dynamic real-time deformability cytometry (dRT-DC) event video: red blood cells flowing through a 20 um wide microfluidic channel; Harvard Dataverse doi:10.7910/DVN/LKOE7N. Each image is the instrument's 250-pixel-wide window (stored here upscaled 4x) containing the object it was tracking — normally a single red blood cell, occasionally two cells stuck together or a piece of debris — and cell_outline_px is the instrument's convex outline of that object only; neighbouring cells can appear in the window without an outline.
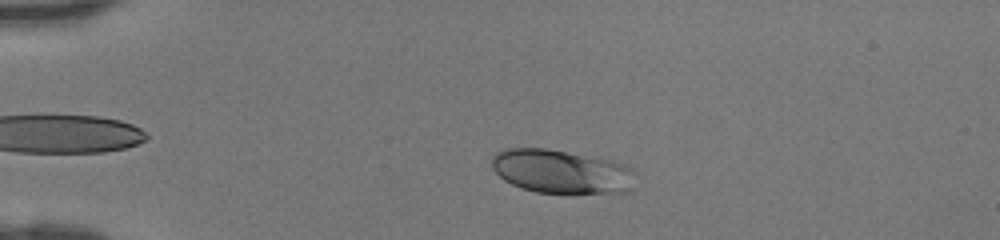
{"species": "human", "species_latin": "Homo sapiens", "temperature_condition": "room temperature", "stored_images_in_passage": 42, "camera_frame_rate_fps": 3000, "um_per_image_px": 0.085, "donor": {"sex": "female"}, "frame": {"image": 1, "passage_image": 7, "time_ms": 2.0, "image_size_px": [1000, 240], "cell_outline_px": [[636, 172], [632, 188], [624, 192], [536, 192], [520, 188], [504, 180], [492, 168], [492, 156], [496, 152], [504, 148], [548, 148], [600, 156], [628, 164]], "centroid_in_image_um": [47.75, 14.54], "position_along_channel_um": 37.2, "area_um2": 37.22}}
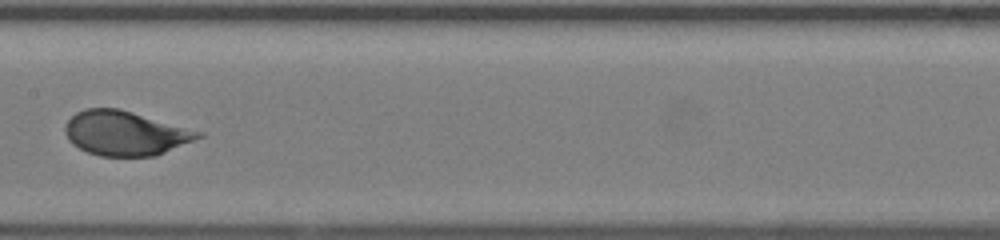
{"frame": {"image": 2, "passage_image": 21, "time_ms": 6.667, "image_size_px": [1000, 240], "cell_outline_px": [[204, 136], [156, 156], [100, 156], [88, 152], [72, 144], [68, 140], [64, 132], [64, 124], [76, 112], [84, 108], [116, 108], [132, 112], [204, 132]], "centroid_in_image_um": [10.63, 11.32], "position_along_channel_um": 196.8, "area_um2": 34.51}}
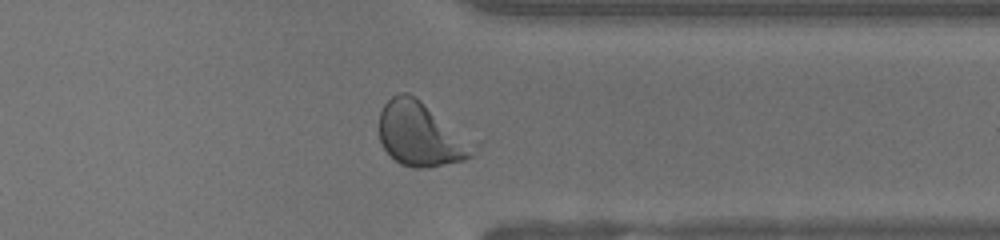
{"frame": {"image": 3, "passage_image": 33, "time_ms": 10.667, "image_size_px": [1000, 240], "cell_outline_px": [[480, 144], [472, 156], [464, 160], [428, 168], [412, 168], [400, 164], [384, 148], [380, 140], [380, 112], [384, 104], [392, 96], [400, 92], [408, 92], [480, 140]], "centroid_in_image_um": [35.9, 11.41], "position_along_channel_um": 375.5, "area_um2": 36.47}}